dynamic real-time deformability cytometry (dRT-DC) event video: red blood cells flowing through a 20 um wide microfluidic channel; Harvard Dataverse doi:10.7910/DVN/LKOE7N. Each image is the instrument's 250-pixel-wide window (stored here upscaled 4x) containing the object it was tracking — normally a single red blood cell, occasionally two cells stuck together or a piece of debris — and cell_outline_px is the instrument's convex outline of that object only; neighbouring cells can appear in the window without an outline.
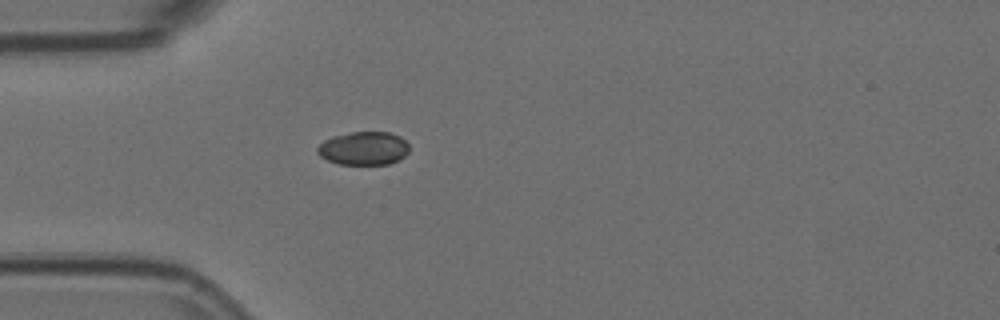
{"species": "Egyptian fruit bat (a non-hibernating species)", "species_latin": "Rousettus aegyptiacus", "temperature_condition": "room temperature", "stored_images_in_passage": 7, "camera_frame_rate_fps": 3000, "um_per_image_px": 0.085, "animal": {"sex": "female"}, "frame": {"image": 1, "passage_image": 7, "time_ms": 2.0, "image_size_px": [1000, 320], "cell_outline_px": [[408, 152], [400, 160], [388, 164], [340, 164], [328, 160], [320, 156], [316, 152], [316, 148], [324, 140], [332, 136], [352, 132], [388, 132], [400, 136], [408, 144]], "centroid_in_image_um": [30.9, 12.61], "position_along_channel_um": 54.1, "area_um2": 17.86}}